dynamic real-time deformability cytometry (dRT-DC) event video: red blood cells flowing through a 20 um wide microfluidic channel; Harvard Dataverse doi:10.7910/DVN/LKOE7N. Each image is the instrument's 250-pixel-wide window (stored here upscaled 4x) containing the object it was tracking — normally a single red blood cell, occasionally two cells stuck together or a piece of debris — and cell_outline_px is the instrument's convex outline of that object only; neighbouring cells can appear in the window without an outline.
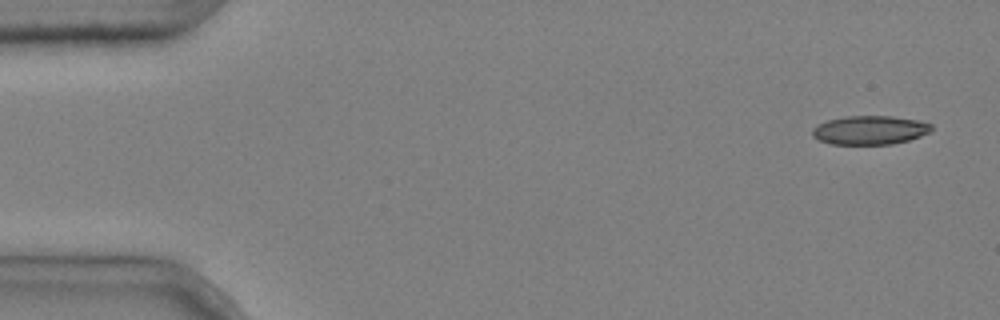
{"species": "common noctule bat (a hibernating species)", "species_latin": "Nyctalus noctula", "temperature_condition": "cold", "stored_images_in_passage": 5, "camera_frame_rate_fps": 3000, "um_per_image_px": 0.085, "animal": {"sex": "male", "body_mass_g": 20.4}, "frame": {"image": 1, "passage_image": 1, "time_ms": 0.0, "image_size_px": [1000, 320], "cell_outline_px": [[932, 128], [928, 132], [920, 136], [908, 140], [892, 144], [832, 144], [820, 140], [812, 136], [812, 128], [816, 124], [828, 120], [848, 116], [892, 116], [916, 120], [932, 124]], "centroid_in_image_um": [73.9, 11.06], "position_along_channel_um": 11.1, "area_um2": 19.88}}
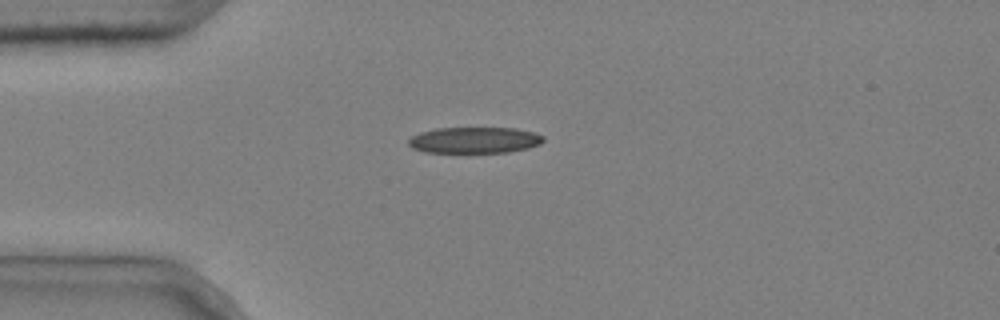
{"frame": {"image": 2, "passage_image": 4, "time_ms": 1.0, "image_size_px": [1000, 320], "cell_outline_px": [[544, 140], [540, 144], [528, 148], [508, 152], [424, 152], [412, 148], [408, 144], [408, 140], [412, 136], [420, 132], [436, 128], [516, 128], [532, 132], [544, 136]], "centroid_in_image_um": [40.32, 11.91], "position_along_channel_um": 44.7, "area_um2": 20.52}}